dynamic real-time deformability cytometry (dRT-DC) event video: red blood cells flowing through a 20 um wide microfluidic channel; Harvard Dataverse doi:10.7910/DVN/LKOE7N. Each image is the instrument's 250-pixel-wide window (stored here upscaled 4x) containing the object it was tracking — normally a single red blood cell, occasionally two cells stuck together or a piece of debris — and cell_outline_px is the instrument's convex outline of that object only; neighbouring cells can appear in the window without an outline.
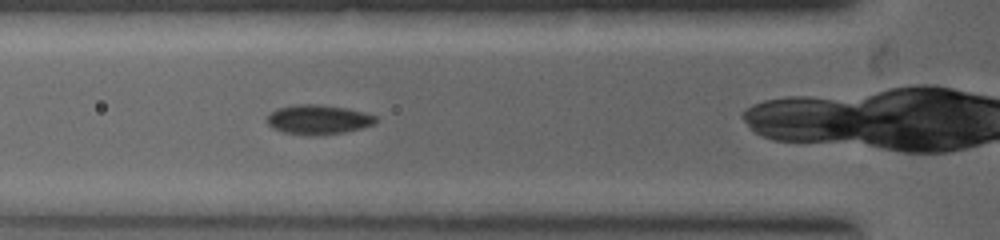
{"species": "common noctule bat (a hibernating species)", "species_latin": "Nyctalus noctula", "temperature_condition": "warm", "stored_images_in_passage": 4, "camera_frame_rate_fps": 5000, "um_per_image_px": 0.085, "animal": {"sex": "female", "body_mass_g": 19.0, "forearm_length_mm": 53.3}, "frame": {"image": 1, "passage_image": 3, "time_ms": 0.8, "image_size_px": [1000, 240], "cell_outline_px": [[376, 120], [372, 124], [360, 128], [344, 132], [312, 136], [308, 136], [284, 132], [272, 128], [268, 124], [268, 116], [276, 108], [296, 104], [316, 104], [348, 108], [364, 112], [376, 116]], "centroid_in_image_um": [27.02, 10.16], "position_along_channel_um": 98.8, "area_um2": 18.61}}